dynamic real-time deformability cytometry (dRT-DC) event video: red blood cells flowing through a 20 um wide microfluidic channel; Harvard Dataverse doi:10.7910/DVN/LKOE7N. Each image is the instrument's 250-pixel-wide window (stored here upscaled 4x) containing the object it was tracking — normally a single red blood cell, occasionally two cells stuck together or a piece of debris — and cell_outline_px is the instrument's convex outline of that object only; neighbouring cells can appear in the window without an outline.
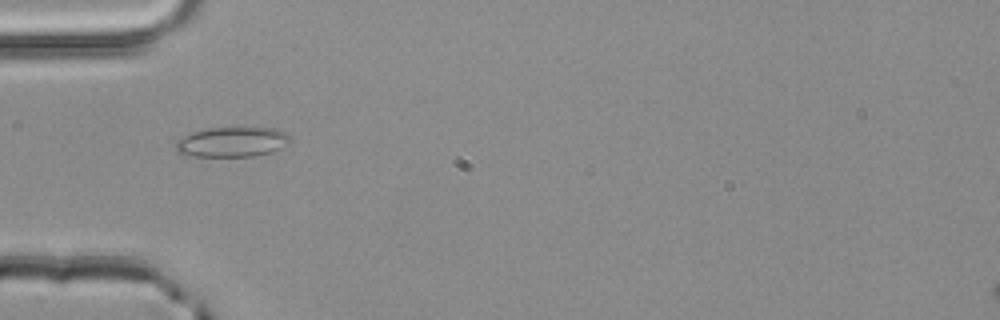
{"species": "common noctule bat (a hibernating species)", "species_latin": "Nyctalus noctula", "temperature_condition": "room temperature", "stored_images_in_passage": 37, "camera_frame_rate_fps": 3000, "um_per_image_px": 0.085, "animal": {"sex": "male", "body_mass_g": 20.4}, "frame": {"image": 1, "passage_image": 2, "time_ms": 0.333, "image_size_px": [1000, 320], "cell_outline_px": [[292, 140], [280, 148], [268, 152], [252, 156], [184, 156], [176, 152], [176, 140], [180, 136], [192, 132], [208, 128], [276, 128], [292, 136]], "centroid_in_image_um": [19.68, 12.06], "position_along_channel_um": 65.3, "area_um2": 20.06}}
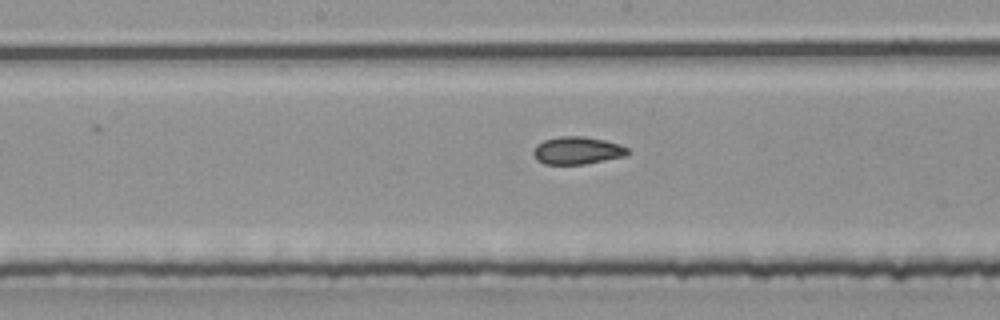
{"frame": {"image": 2, "passage_image": 12, "time_ms": 3.667, "image_size_px": [1000, 320], "cell_outline_px": [[632, 152], [624, 156], [584, 164], [544, 164], [536, 160], [532, 152], [536, 144], [544, 140], [560, 136], [584, 136], [604, 140], [620, 144], [628, 148]], "centroid_in_image_um": [49.06, 12.79], "position_along_channel_um": 199.1, "area_um2": 15.26}}
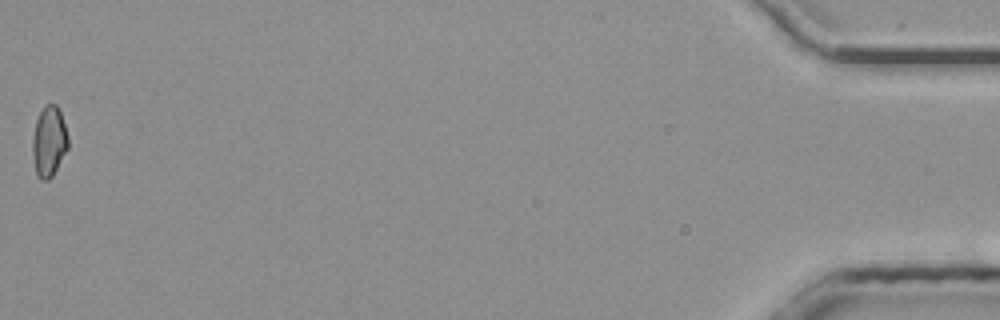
{"frame": {"image": 3, "passage_image": 37, "time_ms": 12.0, "image_size_px": [1000, 320], "cell_outline_px": [[68, 148], [52, 176], [48, 180], [40, 180], [36, 176], [32, 152], [32, 140], [36, 120], [44, 104], [56, 104], [60, 112], [68, 136]], "centroid_in_image_um": [4.15, 12.04], "position_along_channel_um": 431.1, "area_um2": 14.62}, "authors_computed_cell_mechanics": {"area_um2": 14.739, "velocity_mm_per_s": 4.0358, "shape_relaxation_time_tau1_ms": null, "shape_relaxation_time_tau2_ms": 3.0396, "deformation_change_tau1": null, "deformation_change_tau2": 0.0872}}